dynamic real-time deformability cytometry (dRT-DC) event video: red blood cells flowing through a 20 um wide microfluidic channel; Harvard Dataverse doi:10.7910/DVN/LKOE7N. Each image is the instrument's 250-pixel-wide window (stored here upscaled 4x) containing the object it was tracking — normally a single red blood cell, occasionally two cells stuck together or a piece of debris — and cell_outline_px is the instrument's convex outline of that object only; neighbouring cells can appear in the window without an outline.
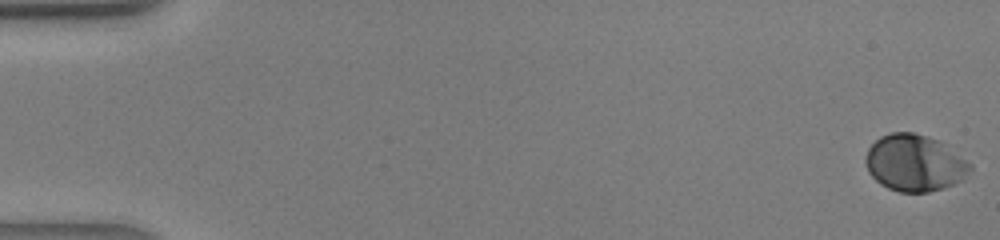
{"species": "human", "species_latin": "Homo sapiens", "temperature_condition": "warm", "stored_images_in_passage": 42, "camera_frame_rate_fps": 3000, "um_per_image_px": 0.085, "donor": {"sex": "male"}, "frame": {"image": 1, "passage_image": 1, "time_ms": 0.0, "image_size_px": [1000, 240], "cell_outline_px": [[972, 168], [964, 180], [944, 188], [928, 192], [900, 192], [888, 188], [880, 184], [868, 172], [864, 160], [864, 156], [868, 148], [880, 136], [892, 132], [912, 132], [928, 136], [940, 140], [972, 164]], "centroid_in_image_um": [77.75, 13.85], "position_along_channel_um": 7.3, "area_um2": 34.91}}
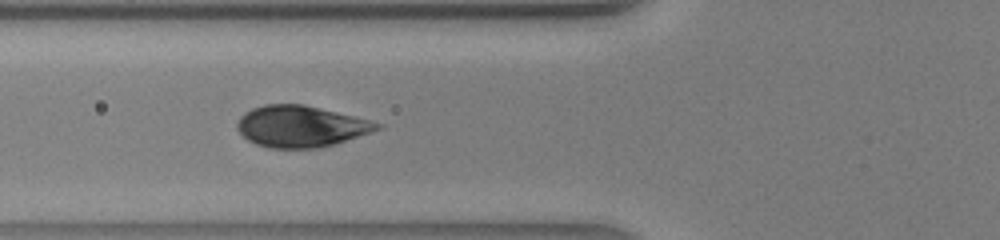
{"frame": {"image": 2, "passage_image": 17, "time_ms": 5.333, "image_size_px": [1000, 240], "cell_outline_px": [[384, 128], [336, 144], [320, 148], [268, 148], [256, 144], [248, 140], [236, 128], [236, 124], [240, 116], [244, 112], [252, 108], [264, 104], [304, 104], [384, 124]], "centroid_in_image_um": [25.57, 10.75], "position_along_channel_um": 100.2, "area_um2": 33.87}}
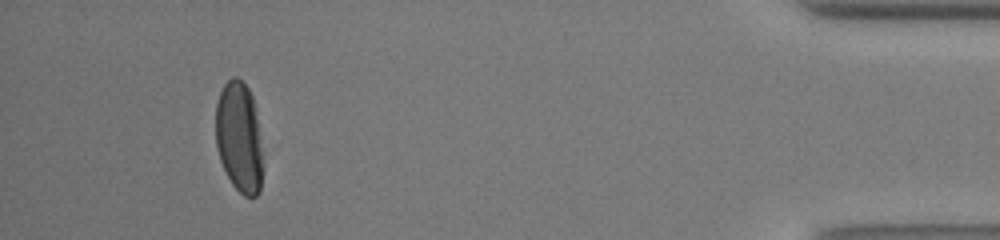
{"frame": {"image": 3, "passage_image": 40, "time_ms": 13.0, "image_size_px": [1000, 240], "cell_outline_px": [[264, 152], [260, 192], [256, 196], [244, 196], [232, 184], [220, 160], [216, 144], [216, 104], [220, 92], [224, 84], [232, 76], [236, 76], [248, 88], [252, 96]], "centroid_in_image_um": [20.35, 11.68], "position_along_channel_um": 414.9, "area_um2": 30.63}}